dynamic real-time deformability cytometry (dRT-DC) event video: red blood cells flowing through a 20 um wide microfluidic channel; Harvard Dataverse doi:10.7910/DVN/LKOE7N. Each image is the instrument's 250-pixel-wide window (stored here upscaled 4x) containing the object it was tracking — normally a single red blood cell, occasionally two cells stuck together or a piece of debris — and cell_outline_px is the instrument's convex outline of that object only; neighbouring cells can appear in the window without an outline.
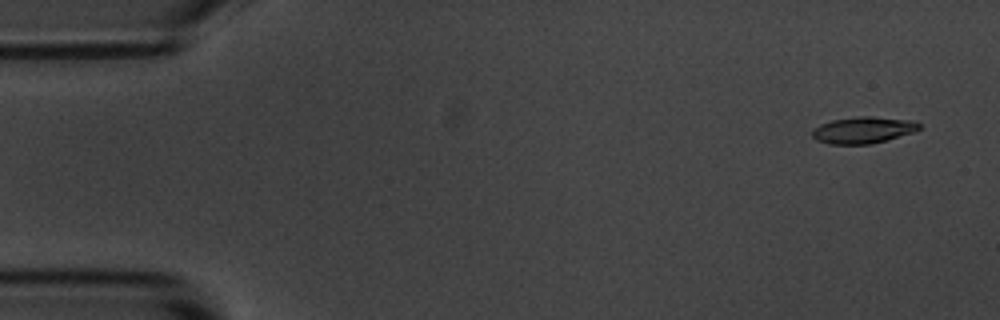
{"species": "common noctule bat (a hibernating species)", "species_latin": "Nyctalus noctula", "temperature_condition": "room temperature", "stored_images_in_passage": 5, "camera_frame_rate_fps": 3000, "um_per_image_px": 0.085, "animal": {"sex": "male", "body_mass_g": 20.1, "forearm_length_mm": 53.5}, "frame": {"image": 1, "passage_image": 1, "time_ms": 0.0, "image_size_px": [1000, 320], "cell_outline_px": [[920, 128], [916, 132], [868, 144], [828, 144], [816, 140], [812, 136], [812, 128], [820, 124], [832, 120], [860, 116], [872, 116], [916, 120], [920, 124]], "centroid_in_image_um": [73.38, 11.04], "position_along_channel_um": 11.6, "area_um2": 16.7}}
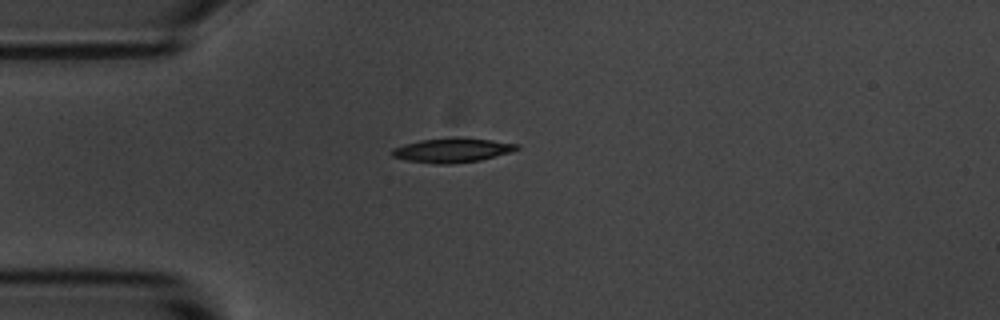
{"frame": {"image": 2, "passage_image": 4, "time_ms": 3.667, "image_size_px": [1000, 320], "cell_outline_px": [[520, 148], [512, 152], [480, 160], [448, 164], [436, 164], [408, 160], [392, 156], [392, 148], [404, 144], [420, 140], [456, 136], [520, 144]], "centroid_in_image_um": [38.46, 12.75], "position_along_channel_um": 46.5, "area_um2": 17.74}}